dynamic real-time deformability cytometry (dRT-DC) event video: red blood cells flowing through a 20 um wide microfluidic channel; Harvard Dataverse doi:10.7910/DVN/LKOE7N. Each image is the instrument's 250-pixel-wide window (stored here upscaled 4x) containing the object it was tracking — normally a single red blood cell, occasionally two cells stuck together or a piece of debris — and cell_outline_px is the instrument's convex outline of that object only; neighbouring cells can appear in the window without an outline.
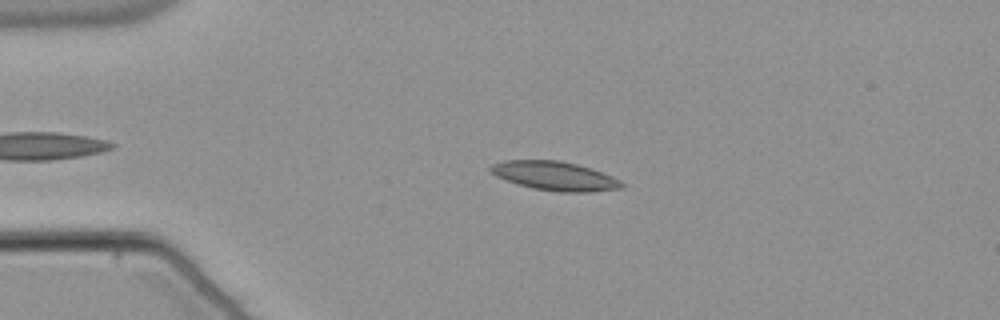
{"species": "common noctule bat (a hibernating species)", "species_latin": "Nyctalus noctula", "temperature_condition": "warm", "stored_images_in_passage": 48, "camera_frame_rate_fps": 3000, "um_per_image_px": 0.085, "animal": {"sex": "male", "body_mass_g": 21.5, "forearm_length_mm": 52.0}, "frame": {"image": 1, "passage_image": 12, "time_ms": 3.667, "image_size_px": [1000, 320], "cell_outline_px": [[624, 188], [592, 192], [556, 192], [532, 188], [496, 176], [488, 168], [492, 164], [504, 160], [560, 160], [576, 164], [612, 176], [620, 180], [624, 184]], "centroid_in_image_um": [47.17, 14.96], "position_along_channel_um": 37.8, "area_um2": 22.02}}
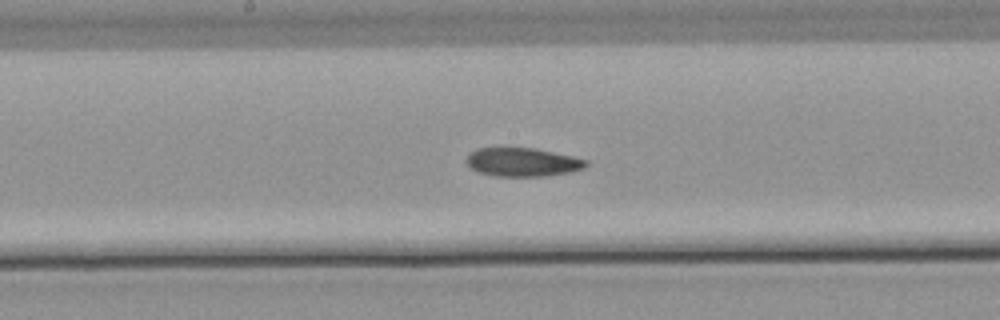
{"frame": {"image": 2, "passage_image": 28, "time_ms": 9.0, "image_size_px": [1000, 320], "cell_outline_px": [[588, 164], [584, 168], [568, 172], [544, 176], [496, 176], [476, 172], [464, 160], [468, 152], [476, 148], [500, 144], [536, 148], [572, 156], [588, 160]], "centroid_in_image_um": [44.31, 13.72], "position_along_channel_um": 203.9, "area_um2": 20.92}}
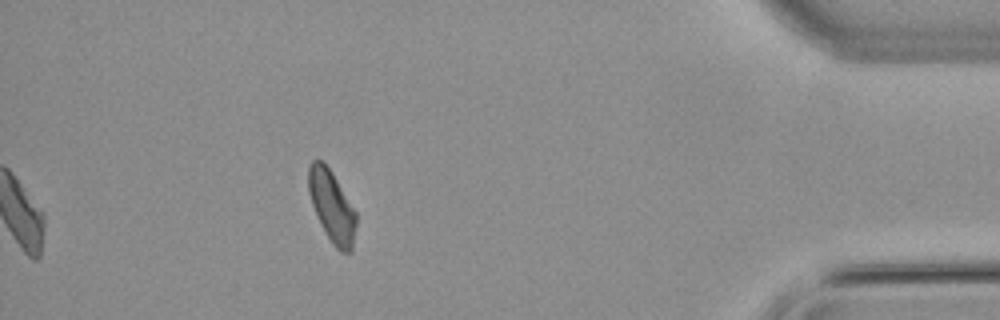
{"frame": {"image": 3, "passage_image": 48, "time_ms": 15.667, "image_size_px": [1000, 320], "cell_outline_px": [[356, 224], [352, 252], [340, 252], [332, 244], [312, 204], [308, 192], [308, 164], [312, 160], [320, 160], [332, 172], [356, 212]], "centroid_in_image_um": [28.21, 17.53], "position_along_channel_um": 407.0, "area_um2": 19.54}, "authors_computed_cell_mechanics": {"area_um2": 20.7791, "velocity_mm_per_s": 3.8059, "shape_relaxation_time_tau1_ms": null, "shape_relaxation_time_tau2_ms": 9.0626, "deformation_change_tau1": null, "deformation_change_tau2": 0.1665}}